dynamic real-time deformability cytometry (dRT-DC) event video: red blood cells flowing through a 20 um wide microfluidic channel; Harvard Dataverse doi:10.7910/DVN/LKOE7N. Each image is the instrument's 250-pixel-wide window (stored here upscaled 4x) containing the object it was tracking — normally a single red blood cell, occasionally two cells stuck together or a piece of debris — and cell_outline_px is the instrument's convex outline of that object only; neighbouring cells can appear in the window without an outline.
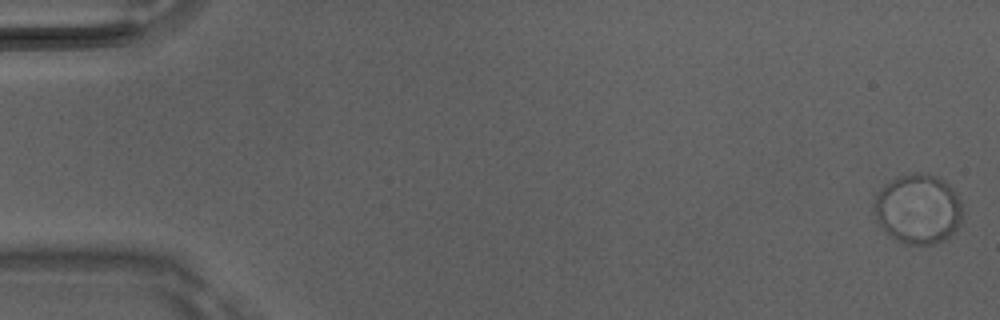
{"species": "Egyptian fruit bat (a non-hibernating species)", "species_latin": "Rousettus aegyptiacus", "temperature_condition": "room temperature", "stored_images_in_passage": 2, "camera_frame_rate_fps": 3000, "um_per_image_px": 0.085, "animal": {"sex": "male"}, "frame": {"image": 1, "passage_image": 2, "time_ms": 0.333, "image_size_px": [1000, 320], "cell_outline_px": [[964, 212], [960, 224], [944, 240], [932, 244], [904, 244], [896, 240], [884, 232], [876, 220], [872, 212], [872, 204], [876, 196], [884, 184], [888, 180], [912, 172], [924, 172], [936, 176], [944, 180], [956, 192], [960, 200]], "centroid_in_image_um": [78.01, 17.75], "position_along_channel_um": 7.0, "area_um2": 36.65}}